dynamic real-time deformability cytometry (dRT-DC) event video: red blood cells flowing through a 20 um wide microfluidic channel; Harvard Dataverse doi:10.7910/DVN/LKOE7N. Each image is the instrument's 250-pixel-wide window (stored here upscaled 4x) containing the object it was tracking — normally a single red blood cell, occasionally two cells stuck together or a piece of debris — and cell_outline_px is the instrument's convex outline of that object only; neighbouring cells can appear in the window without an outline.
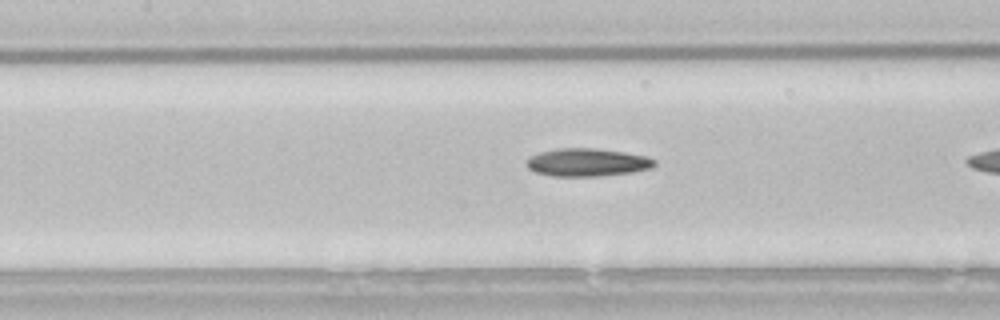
{"species": "common noctule bat (a hibernating species)", "species_latin": "Nyctalus noctula", "temperature_condition": "room temperature", "stored_images_in_passage": 15, "camera_frame_rate_fps": 3000, "um_per_image_px": 0.085, "animal": {"sex": "male", "body_mass_g": 21.5, "forearm_length_mm": 52.0}, "frame": {"image": 1, "passage_image": 13, "time_ms": 4.0, "image_size_px": [1000, 320], "cell_outline_px": [[656, 164], [652, 168], [632, 172], [596, 176], [552, 176], [536, 172], [528, 168], [528, 160], [532, 156], [540, 152], [556, 148], [596, 148], [624, 152], [648, 156], [656, 160]], "centroid_in_image_um": [49.96, 13.79], "position_along_channel_um": 157.4, "area_um2": 20.75}}